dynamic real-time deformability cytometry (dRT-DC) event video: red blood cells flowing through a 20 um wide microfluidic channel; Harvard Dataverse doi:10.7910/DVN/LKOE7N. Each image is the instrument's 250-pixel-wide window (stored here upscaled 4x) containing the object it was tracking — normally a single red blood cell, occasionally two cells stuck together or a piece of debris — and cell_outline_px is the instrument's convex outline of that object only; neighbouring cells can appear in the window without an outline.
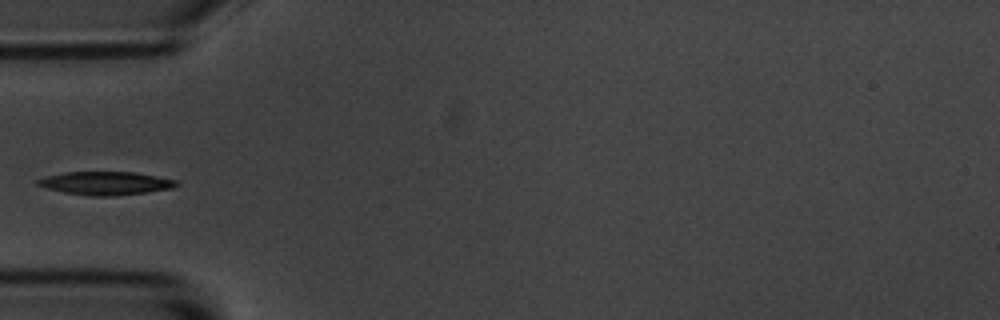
{"species": "common noctule bat (a hibernating species)", "species_latin": "Nyctalus noctula", "temperature_condition": "room temperature", "stored_images_in_passage": 5, "camera_frame_rate_fps": 3000, "um_per_image_px": 0.085, "animal": {"sex": "male", "body_mass_g": 20.1, "forearm_length_mm": 53.5}, "frame": {"image": 1, "passage_image": 5, "time_ms": 4.667, "image_size_px": [1000, 320], "cell_outline_px": [[180, 184], [172, 188], [144, 192], [112, 196], [92, 196], [64, 192], [48, 188], [36, 184], [36, 180], [44, 176], [64, 172], [136, 172], [176, 180]], "centroid_in_image_um": [8.96, 15.56], "position_along_channel_um": 76.0, "area_um2": 18.67}}